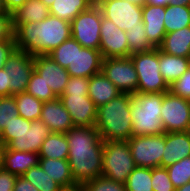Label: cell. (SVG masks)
Returning a JSON list of instances; mask_svg holds the SVG:
<instances>
[{"mask_svg": "<svg viewBox=\"0 0 190 191\" xmlns=\"http://www.w3.org/2000/svg\"><path fill=\"white\" fill-rule=\"evenodd\" d=\"M68 163L75 183H83L102 176L104 140L95 126H73L66 133Z\"/></svg>", "mask_w": 190, "mask_h": 191, "instance_id": "6da1fadb", "label": "cell"}, {"mask_svg": "<svg viewBox=\"0 0 190 191\" xmlns=\"http://www.w3.org/2000/svg\"><path fill=\"white\" fill-rule=\"evenodd\" d=\"M17 49L35 55H48L71 37V23L49 15L38 23H23L15 31Z\"/></svg>", "mask_w": 190, "mask_h": 191, "instance_id": "7a4b0ae2", "label": "cell"}, {"mask_svg": "<svg viewBox=\"0 0 190 191\" xmlns=\"http://www.w3.org/2000/svg\"><path fill=\"white\" fill-rule=\"evenodd\" d=\"M132 94L122 93L97 108L95 127L104 141H128L132 137Z\"/></svg>", "mask_w": 190, "mask_h": 191, "instance_id": "3957f363", "label": "cell"}, {"mask_svg": "<svg viewBox=\"0 0 190 191\" xmlns=\"http://www.w3.org/2000/svg\"><path fill=\"white\" fill-rule=\"evenodd\" d=\"M163 93L132 94V136L161 135L165 133L161 120Z\"/></svg>", "mask_w": 190, "mask_h": 191, "instance_id": "277c9868", "label": "cell"}, {"mask_svg": "<svg viewBox=\"0 0 190 191\" xmlns=\"http://www.w3.org/2000/svg\"><path fill=\"white\" fill-rule=\"evenodd\" d=\"M130 58L138 75L137 92L165 93L170 91V86L159 71L158 48L130 55Z\"/></svg>", "mask_w": 190, "mask_h": 191, "instance_id": "5b68a950", "label": "cell"}, {"mask_svg": "<svg viewBox=\"0 0 190 191\" xmlns=\"http://www.w3.org/2000/svg\"><path fill=\"white\" fill-rule=\"evenodd\" d=\"M135 167L128 141H104L103 176L125 184Z\"/></svg>", "mask_w": 190, "mask_h": 191, "instance_id": "8992f818", "label": "cell"}, {"mask_svg": "<svg viewBox=\"0 0 190 191\" xmlns=\"http://www.w3.org/2000/svg\"><path fill=\"white\" fill-rule=\"evenodd\" d=\"M102 17L100 8L94 3L71 21V36L82 47L99 50Z\"/></svg>", "mask_w": 190, "mask_h": 191, "instance_id": "52a82bcc", "label": "cell"}, {"mask_svg": "<svg viewBox=\"0 0 190 191\" xmlns=\"http://www.w3.org/2000/svg\"><path fill=\"white\" fill-rule=\"evenodd\" d=\"M102 16L111 20L119 29L125 32L128 29L144 27L142 22L141 5L127 0H95Z\"/></svg>", "mask_w": 190, "mask_h": 191, "instance_id": "ba28073f", "label": "cell"}, {"mask_svg": "<svg viewBox=\"0 0 190 191\" xmlns=\"http://www.w3.org/2000/svg\"><path fill=\"white\" fill-rule=\"evenodd\" d=\"M128 145L135 166L159 167L165 147V133L161 135L132 136L128 140Z\"/></svg>", "mask_w": 190, "mask_h": 191, "instance_id": "9c48e42d", "label": "cell"}, {"mask_svg": "<svg viewBox=\"0 0 190 191\" xmlns=\"http://www.w3.org/2000/svg\"><path fill=\"white\" fill-rule=\"evenodd\" d=\"M4 69L8 72V96L25 92L34 71V56L16 48L8 57Z\"/></svg>", "mask_w": 190, "mask_h": 191, "instance_id": "30bf717a", "label": "cell"}, {"mask_svg": "<svg viewBox=\"0 0 190 191\" xmlns=\"http://www.w3.org/2000/svg\"><path fill=\"white\" fill-rule=\"evenodd\" d=\"M161 120L165 133L188 131L190 100L176 96L171 91L163 93Z\"/></svg>", "mask_w": 190, "mask_h": 191, "instance_id": "8fae6325", "label": "cell"}, {"mask_svg": "<svg viewBox=\"0 0 190 191\" xmlns=\"http://www.w3.org/2000/svg\"><path fill=\"white\" fill-rule=\"evenodd\" d=\"M101 72L122 93H137L138 75L130 57L103 59Z\"/></svg>", "mask_w": 190, "mask_h": 191, "instance_id": "7c38bea8", "label": "cell"}, {"mask_svg": "<svg viewBox=\"0 0 190 191\" xmlns=\"http://www.w3.org/2000/svg\"><path fill=\"white\" fill-rule=\"evenodd\" d=\"M103 59L129 57V45L124 30L119 29L111 20L102 17L100 26V48Z\"/></svg>", "mask_w": 190, "mask_h": 191, "instance_id": "4fadbf2b", "label": "cell"}, {"mask_svg": "<svg viewBox=\"0 0 190 191\" xmlns=\"http://www.w3.org/2000/svg\"><path fill=\"white\" fill-rule=\"evenodd\" d=\"M59 99L71 115L74 126H95L97 107L88 94H62Z\"/></svg>", "mask_w": 190, "mask_h": 191, "instance_id": "5bb4252c", "label": "cell"}, {"mask_svg": "<svg viewBox=\"0 0 190 191\" xmlns=\"http://www.w3.org/2000/svg\"><path fill=\"white\" fill-rule=\"evenodd\" d=\"M49 128L40 120H27L24 118V130L16 135L7 147L11 150L38 153L42 143L50 135Z\"/></svg>", "mask_w": 190, "mask_h": 191, "instance_id": "9a60e30c", "label": "cell"}, {"mask_svg": "<svg viewBox=\"0 0 190 191\" xmlns=\"http://www.w3.org/2000/svg\"><path fill=\"white\" fill-rule=\"evenodd\" d=\"M103 57L100 50L82 47L74 39V57L67 67L70 77L90 78L101 72Z\"/></svg>", "mask_w": 190, "mask_h": 191, "instance_id": "2e32d148", "label": "cell"}, {"mask_svg": "<svg viewBox=\"0 0 190 191\" xmlns=\"http://www.w3.org/2000/svg\"><path fill=\"white\" fill-rule=\"evenodd\" d=\"M34 70L42 77V80L51 88L57 98L64 93L70 77L69 73L49 55H35Z\"/></svg>", "mask_w": 190, "mask_h": 191, "instance_id": "e0dca14e", "label": "cell"}, {"mask_svg": "<svg viewBox=\"0 0 190 191\" xmlns=\"http://www.w3.org/2000/svg\"><path fill=\"white\" fill-rule=\"evenodd\" d=\"M40 120L54 133L66 134L74 126L71 115L59 98L43 102Z\"/></svg>", "mask_w": 190, "mask_h": 191, "instance_id": "ac0fdd59", "label": "cell"}, {"mask_svg": "<svg viewBox=\"0 0 190 191\" xmlns=\"http://www.w3.org/2000/svg\"><path fill=\"white\" fill-rule=\"evenodd\" d=\"M189 156L190 133L188 131L165 133V147L160 167L167 168Z\"/></svg>", "mask_w": 190, "mask_h": 191, "instance_id": "d6986e66", "label": "cell"}, {"mask_svg": "<svg viewBox=\"0 0 190 191\" xmlns=\"http://www.w3.org/2000/svg\"><path fill=\"white\" fill-rule=\"evenodd\" d=\"M165 7L145 4L142 8V22L144 23L145 33L149 42L158 48L166 30L164 26Z\"/></svg>", "mask_w": 190, "mask_h": 191, "instance_id": "ffe728a7", "label": "cell"}, {"mask_svg": "<svg viewBox=\"0 0 190 191\" xmlns=\"http://www.w3.org/2000/svg\"><path fill=\"white\" fill-rule=\"evenodd\" d=\"M38 164V153L11 150L7 146L0 150L1 167L16 176H22L26 171Z\"/></svg>", "mask_w": 190, "mask_h": 191, "instance_id": "44dd1931", "label": "cell"}, {"mask_svg": "<svg viewBox=\"0 0 190 191\" xmlns=\"http://www.w3.org/2000/svg\"><path fill=\"white\" fill-rule=\"evenodd\" d=\"M120 94L122 92L102 72L89 78L88 96L97 108Z\"/></svg>", "mask_w": 190, "mask_h": 191, "instance_id": "7402d4cb", "label": "cell"}, {"mask_svg": "<svg viewBox=\"0 0 190 191\" xmlns=\"http://www.w3.org/2000/svg\"><path fill=\"white\" fill-rule=\"evenodd\" d=\"M39 165L65 190L78 188L73 178L68 159L39 158Z\"/></svg>", "mask_w": 190, "mask_h": 191, "instance_id": "603a6c76", "label": "cell"}, {"mask_svg": "<svg viewBox=\"0 0 190 191\" xmlns=\"http://www.w3.org/2000/svg\"><path fill=\"white\" fill-rule=\"evenodd\" d=\"M158 49L178 57L190 56V26L166 33Z\"/></svg>", "mask_w": 190, "mask_h": 191, "instance_id": "cb8c5ba5", "label": "cell"}, {"mask_svg": "<svg viewBox=\"0 0 190 191\" xmlns=\"http://www.w3.org/2000/svg\"><path fill=\"white\" fill-rule=\"evenodd\" d=\"M189 67V58L170 55L159 50V71L169 86Z\"/></svg>", "mask_w": 190, "mask_h": 191, "instance_id": "d4e9b609", "label": "cell"}, {"mask_svg": "<svg viewBox=\"0 0 190 191\" xmlns=\"http://www.w3.org/2000/svg\"><path fill=\"white\" fill-rule=\"evenodd\" d=\"M12 15L15 31L23 23H38L50 14L49 8L40 0H28Z\"/></svg>", "mask_w": 190, "mask_h": 191, "instance_id": "484cf974", "label": "cell"}, {"mask_svg": "<svg viewBox=\"0 0 190 191\" xmlns=\"http://www.w3.org/2000/svg\"><path fill=\"white\" fill-rule=\"evenodd\" d=\"M94 3L95 0H54L49 7V14L71 23L79 13Z\"/></svg>", "mask_w": 190, "mask_h": 191, "instance_id": "4316f807", "label": "cell"}, {"mask_svg": "<svg viewBox=\"0 0 190 191\" xmlns=\"http://www.w3.org/2000/svg\"><path fill=\"white\" fill-rule=\"evenodd\" d=\"M68 147L66 134L51 132L42 143L39 158L68 159Z\"/></svg>", "mask_w": 190, "mask_h": 191, "instance_id": "83f0119b", "label": "cell"}, {"mask_svg": "<svg viewBox=\"0 0 190 191\" xmlns=\"http://www.w3.org/2000/svg\"><path fill=\"white\" fill-rule=\"evenodd\" d=\"M164 26L166 33L190 26V6L170 4L166 6Z\"/></svg>", "mask_w": 190, "mask_h": 191, "instance_id": "f1b7e54d", "label": "cell"}, {"mask_svg": "<svg viewBox=\"0 0 190 191\" xmlns=\"http://www.w3.org/2000/svg\"><path fill=\"white\" fill-rule=\"evenodd\" d=\"M13 96L17 103L19 116L30 121L40 119L43 107L42 101L28 94L26 91Z\"/></svg>", "mask_w": 190, "mask_h": 191, "instance_id": "f546056e", "label": "cell"}, {"mask_svg": "<svg viewBox=\"0 0 190 191\" xmlns=\"http://www.w3.org/2000/svg\"><path fill=\"white\" fill-rule=\"evenodd\" d=\"M33 184L39 191H64L65 189L54 181L38 164L30 168L22 175Z\"/></svg>", "mask_w": 190, "mask_h": 191, "instance_id": "4dcf8cb0", "label": "cell"}, {"mask_svg": "<svg viewBox=\"0 0 190 191\" xmlns=\"http://www.w3.org/2000/svg\"><path fill=\"white\" fill-rule=\"evenodd\" d=\"M152 168L138 167L129 174L125 182L127 191H153Z\"/></svg>", "mask_w": 190, "mask_h": 191, "instance_id": "1f68e13d", "label": "cell"}, {"mask_svg": "<svg viewBox=\"0 0 190 191\" xmlns=\"http://www.w3.org/2000/svg\"><path fill=\"white\" fill-rule=\"evenodd\" d=\"M125 33L129 45V57L130 55L147 52L155 48L147 38L145 27L128 29Z\"/></svg>", "mask_w": 190, "mask_h": 191, "instance_id": "d6a6232c", "label": "cell"}, {"mask_svg": "<svg viewBox=\"0 0 190 191\" xmlns=\"http://www.w3.org/2000/svg\"><path fill=\"white\" fill-rule=\"evenodd\" d=\"M26 92L42 102L52 101L57 98L35 70L28 82Z\"/></svg>", "mask_w": 190, "mask_h": 191, "instance_id": "836d02e7", "label": "cell"}, {"mask_svg": "<svg viewBox=\"0 0 190 191\" xmlns=\"http://www.w3.org/2000/svg\"><path fill=\"white\" fill-rule=\"evenodd\" d=\"M166 169L174 187L176 189L182 187L190 181V156L175 162Z\"/></svg>", "mask_w": 190, "mask_h": 191, "instance_id": "e575fe53", "label": "cell"}, {"mask_svg": "<svg viewBox=\"0 0 190 191\" xmlns=\"http://www.w3.org/2000/svg\"><path fill=\"white\" fill-rule=\"evenodd\" d=\"M81 191H127L125 184L113 181L105 176H99L83 183Z\"/></svg>", "mask_w": 190, "mask_h": 191, "instance_id": "d590c367", "label": "cell"}, {"mask_svg": "<svg viewBox=\"0 0 190 191\" xmlns=\"http://www.w3.org/2000/svg\"><path fill=\"white\" fill-rule=\"evenodd\" d=\"M57 64L67 69L74 57V38L71 36L48 54Z\"/></svg>", "mask_w": 190, "mask_h": 191, "instance_id": "8d00e7d4", "label": "cell"}, {"mask_svg": "<svg viewBox=\"0 0 190 191\" xmlns=\"http://www.w3.org/2000/svg\"><path fill=\"white\" fill-rule=\"evenodd\" d=\"M19 116L14 96L0 97V133Z\"/></svg>", "mask_w": 190, "mask_h": 191, "instance_id": "74e56055", "label": "cell"}, {"mask_svg": "<svg viewBox=\"0 0 190 191\" xmlns=\"http://www.w3.org/2000/svg\"><path fill=\"white\" fill-rule=\"evenodd\" d=\"M152 188L153 191H175L167 169L165 167L152 168Z\"/></svg>", "mask_w": 190, "mask_h": 191, "instance_id": "f35d334b", "label": "cell"}, {"mask_svg": "<svg viewBox=\"0 0 190 191\" xmlns=\"http://www.w3.org/2000/svg\"><path fill=\"white\" fill-rule=\"evenodd\" d=\"M170 91L176 96L190 100V67L170 85Z\"/></svg>", "mask_w": 190, "mask_h": 191, "instance_id": "ab89813d", "label": "cell"}, {"mask_svg": "<svg viewBox=\"0 0 190 191\" xmlns=\"http://www.w3.org/2000/svg\"><path fill=\"white\" fill-rule=\"evenodd\" d=\"M24 130V118L17 116L9 126H6L1 132V139L3 147H6L12 140L15 139L16 135Z\"/></svg>", "mask_w": 190, "mask_h": 191, "instance_id": "60d3db41", "label": "cell"}, {"mask_svg": "<svg viewBox=\"0 0 190 191\" xmlns=\"http://www.w3.org/2000/svg\"><path fill=\"white\" fill-rule=\"evenodd\" d=\"M89 78L69 77L63 94H88Z\"/></svg>", "mask_w": 190, "mask_h": 191, "instance_id": "b9f144b4", "label": "cell"}, {"mask_svg": "<svg viewBox=\"0 0 190 191\" xmlns=\"http://www.w3.org/2000/svg\"><path fill=\"white\" fill-rule=\"evenodd\" d=\"M15 39L13 28V15L0 13V41Z\"/></svg>", "mask_w": 190, "mask_h": 191, "instance_id": "7bdbcfd3", "label": "cell"}, {"mask_svg": "<svg viewBox=\"0 0 190 191\" xmlns=\"http://www.w3.org/2000/svg\"><path fill=\"white\" fill-rule=\"evenodd\" d=\"M16 48L15 39L0 41V69L4 68L8 57Z\"/></svg>", "mask_w": 190, "mask_h": 191, "instance_id": "ee69618b", "label": "cell"}, {"mask_svg": "<svg viewBox=\"0 0 190 191\" xmlns=\"http://www.w3.org/2000/svg\"><path fill=\"white\" fill-rule=\"evenodd\" d=\"M17 176L0 167V191H13Z\"/></svg>", "mask_w": 190, "mask_h": 191, "instance_id": "f6af8a7d", "label": "cell"}, {"mask_svg": "<svg viewBox=\"0 0 190 191\" xmlns=\"http://www.w3.org/2000/svg\"><path fill=\"white\" fill-rule=\"evenodd\" d=\"M13 191H39L33 184L23 176H17Z\"/></svg>", "mask_w": 190, "mask_h": 191, "instance_id": "bcb514c9", "label": "cell"}, {"mask_svg": "<svg viewBox=\"0 0 190 191\" xmlns=\"http://www.w3.org/2000/svg\"><path fill=\"white\" fill-rule=\"evenodd\" d=\"M8 96V72L4 68L0 69V97Z\"/></svg>", "mask_w": 190, "mask_h": 191, "instance_id": "7dc6e473", "label": "cell"}, {"mask_svg": "<svg viewBox=\"0 0 190 191\" xmlns=\"http://www.w3.org/2000/svg\"><path fill=\"white\" fill-rule=\"evenodd\" d=\"M28 0H4L8 13L13 14Z\"/></svg>", "mask_w": 190, "mask_h": 191, "instance_id": "c3c4849f", "label": "cell"}, {"mask_svg": "<svg viewBox=\"0 0 190 191\" xmlns=\"http://www.w3.org/2000/svg\"><path fill=\"white\" fill-rule=\"evenodd\" d=\"M170 0H145V4H151L155 6H168Z\"/></svg>", "mask_w": 190, "mask_h": 191, "instance_id": "681fc988", "label": "cell"}, {"mask_svg": "<svg viewBox=\"0 0 190 191\" xmlns=\"http://www.w3.org/2000/svg\"><path fill=\"white\" fill-rule=\"evenodd\" d=\"M170 5H181V6H189L190 0H170Z\"/></svg>", "mask_w": 190, "mask_h": 191, "instance_id": "f907efd6", "label": "cell"}, {"mask_svg": "<svg viewBox=\"0 0 190 191\" xmlns=\"http://www.w3.org/2000/svg\"><path fill=\"white\" fill-rule=\"evenodd\" d=\"M175 191H190V181L182 187L177 188Z\"/></svg>", "mask_w": 190, "mask_h": 191, "instance_id": "816d5d0a", "label": "cell"}, {"mask_svg": "<svg viewBox=\"0 0 190 191\" xmlns=\"http://www.w3.org/2000/svg\"><path fill=\"white\" fill-rule=\"evenodd\" d=\"M0 13H8L4 4V0H0Z\"/></svg>", "mask_w": 190, "mask_h": 191, "instance_id": "f5cc1de1", "label": "cell"}, {"mask_svg": "<svg viewBox=\"0 0 190 191\" xmlns=\"http://www.w3.org/2000/svg\"><path fill=\"white\" fill-rule=\"evenodd\" d=\"M133 4H136V5H141V6H144L145 5V0H127Z\"/></svg>", "mask_w": 190, "mask_h": 191, "instance_id": "db71d44e", "label": "cell"}, {"mask_svg": "<svg viewBox=\"0 0 190 191\" xmlns=\"http://www.w3.org/2000/svg\"><path fill=\"white\" fill-rule=\"evenodd\" d=\"M40 1L43 2L48 8L54 2V0H40Z\"/></svg>", "mask_w": 190, "mask_h": 191, "instance_id": "11a10c76", "label": "cell"}, {"mask_svg": "<svg viewBox=\"0 0 190 191\" xmlns=\"http://www.w3.org/2000/svg\"><path fill=\"white\" fill-rule=\"evenodd\" d=\"M64 191H81V189L78 187V188H75V189H71V190H64Z\"/></svg>", "mask_w": 190, "mask_h": 191, "instance_id": "9f6ffc18", "label": "cell"}, {"mask_svg": "<svg viewBox=\"0 0 190 191\" xmlns=\"http://www.w3.org/2000/svg\"><path fill=\"white\" fill-rule=\"evenodd\" d=\"M0 144H3V143H2V139H1V133H0Z\"/></svg>", "mask_w": 190, "mask_h": 191, "instance_id": "6f0895ef", "label": "cell"}]
</instances>
